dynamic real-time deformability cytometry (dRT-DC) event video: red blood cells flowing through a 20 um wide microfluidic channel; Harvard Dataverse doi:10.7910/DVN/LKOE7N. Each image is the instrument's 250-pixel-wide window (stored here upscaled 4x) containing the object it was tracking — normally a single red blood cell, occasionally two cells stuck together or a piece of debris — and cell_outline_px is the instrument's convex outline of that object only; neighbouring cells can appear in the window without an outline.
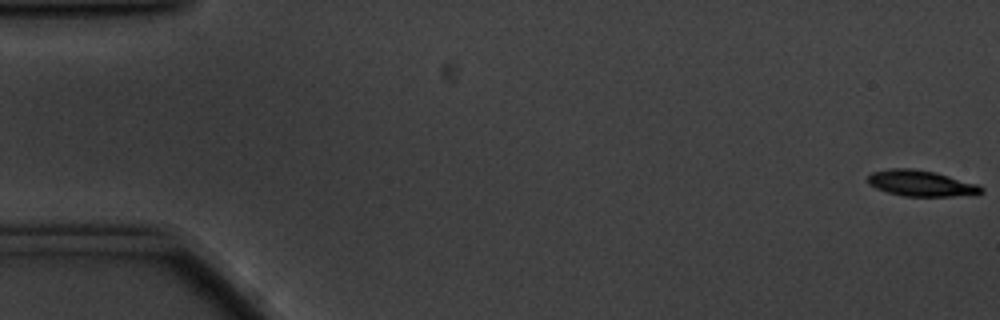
{"species": "common noctule bat (a hibernating species)", "species_latin": "Nyctalus noctula", "temperature_condition": "cold", "stored_images_in_passage": 58, "camera_frame_rate_fps": 3000, "um_per_image_px": 0.085, "animal": {"sex": "male", "body_mass_g": 20.1, "forearm_length_mm": 53.5}, "frame": {"image": 1, "passage_image": 1, "time_ms": 0.0, "image_size_px": [1000, 320], "cell_outline_px": [[984, 192], [976, 196], [904, 196], [888, 192], [876, 188], [868, 184], [868, 176], [872, 172], [888, 168], [912, 168], [936, 172], [976, 184], [984, 188]], "centroid_in_image_um": [78.33, 15.58], "position_along_channel_um": 6.7, "area_um2": 17.34}}
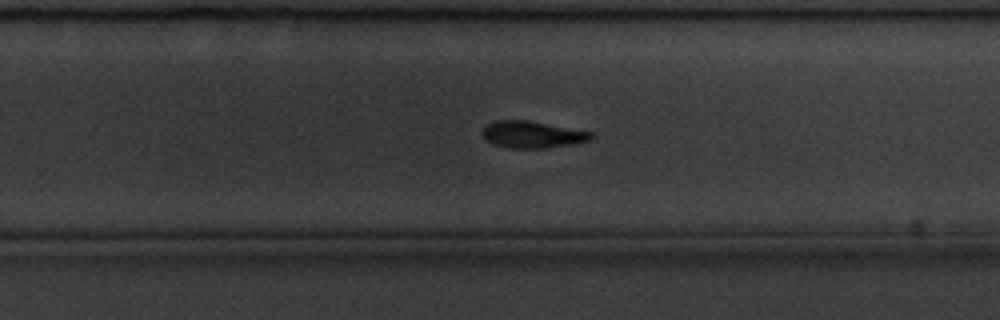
{"frame": {"image": 2, "passage_image": 37, "time_ms": 12.0, "image_size_px": [1000, 320], "cell_outline_px": [[592, 136], [588, 140], [572, 144], [544, 148], [508, 148], [492, 144], [480, 132], [488, 124], [496, 120], [528, 120], [592, 132]], "centroid_in_image_um": [45.2, 11.43], "position_along_channel_um": 284.6, "area_um2": 16.82}}
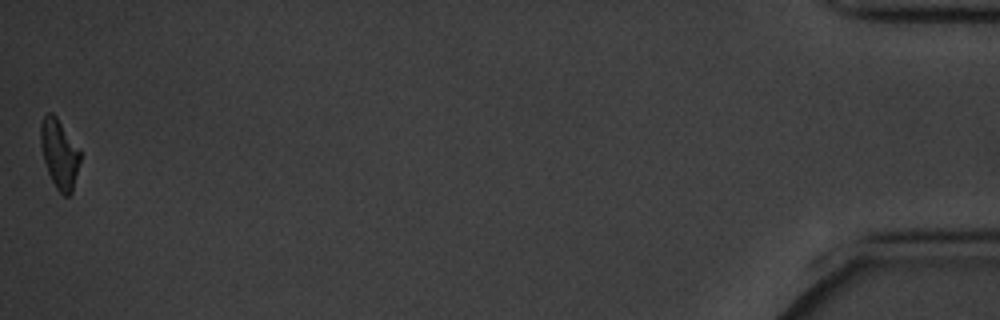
{"frame": {"image": 3, "passage_image": 58, "time_ms": 19.0, "image_size_px": [1000, 320], "cell_outline_px": [[80, 160], [72, 192], [68, 196], [64, 196], [56, 188], [48, 172], [44, 160], [40, 144], [40, 124], [44, 116], [48, 112], [52, 112], [56, 116], [80, 148]], "centroid_in_image_um": [5.05, 13.05], "position_along_channel_um": 430.2, "area_um2": 15.95}, "authors_computed_cell_mechanics": {"area_um2": 17.4556, "velocity_mm_per_s": 3.453, "shape_relaxation_time_tau1_ms": 2.5624, "shape_relaxation_time_tau2_ms": null, "deformation_change_tau1": 0.1438, "deformation_change_tau2": null}}